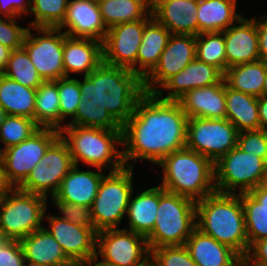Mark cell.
I'll use <instances>...</instances> for the list:
<instances>
[{
    "mask_svg": "<svg viewBox=\"0 0 267 266\" xmlns=\"http://www.w3.org/2000/svg\"><path fill=\"white\" fill-rule=\"evenodd\" d=\"M187 121L178 101L145 92L122 126L124 165L133 168L136 160L157 165L165 156L184 148Z\"/></svg>",
    "mask_w": 267,
    "mask_h": 266,
    "instance_id": "1",
    "label": "cell"
},
{
    "mask_svg": "<svg viewBox=\"0 0 267 266\" xmlns=\"http://www.w3.org/2000/svg\"><path fill=\"white\" fill-rule=\"evenodd\" d=\"M82 96L75 116L66 125L122 130L145 93L143 79L129 69L102 62L79 79Z\"/></svg>",
    "mask_w": 267,
    "mask_h": 266,
    "instance_id": "2",
    "label": "cell"
},
{
    "mask_svg": "<svg viewBox=\"0 0 267 266\" xmlns=\"http://www.w3.org/2000/svg\"><path fill=\"white\" fill-rule=\"evenodd\" d=\"M196 228L240 257L247 254L248 240L240 194L215 191L196 201Z\"/></svg>",
    "mask_w": 267,
    "mask_h": 266,
    "instance_id": "3",
    "label": "cell"
},
{
    "mask_svg": "<svg viewBox=\"0 0 267 266\" xmlns=\"http://www.w3.org/2000/svg\"><path fill=\"white\" fill-rule=\"evenodd\" d=\"M157 166L163 169L159 185L168 192L198 201L216 191L214 164L186 147L165 156Z\"/></svg>",
    "mask_w": 267,
    "mask_h": 266,
    "instance_id": "4",
    "label": "cell"
},
{
    "mask_svg": "<svg viewBox=\"0 0 267 266\" xmlns=\"http://www.w3.org/2000/svg\"><path fill=\"white\" fill-rule=\"evenodd\" d=\"M72 155L74 165L80 162L89 167L110 169V172L122 169L124 165L121 149L122 130L65 125L60 131Z\"/></svg>",
    "mask_w": 267,
    "mask_h": 266,
    "instance_id": "5",
    "label": "cell"
},
{
    "mask_svg": "<svg viewBox=\"0 0 267 266\" xmlns=\"http://www.w3.org/2000/svg\"><path fill=\"white\" fill-rule=\"evenodd\" d=\"M196 228V201L168 192L159 185V205L154 229L146 237L149 249L185 245Z\"/></svg>",
    "mask_w": 267,
    "mask_h": 266,
    "instance_id": "6",
    "label": "cell"
},
{
    "mask_svg": "<svg viewBox=\"0 0 267 266\" xmlns=\"http://www.w3.org/2000/svg\"><path fill=\"white\" fill-rule=\"evenodd\" d=\"M47 198L6 187L0 195V233L8 240L20 241L42 228L47 210Z\"/></svg>",
    "mask_w": 267,
    "mask_h": 266,
    "instance_id": "7",
    "label": "cell"
},
{
    "mask_svg": "<svg viewBox=\"0 0 267 266\" xmlns=\"http://www.w3.org/2000/svg\"><path fill=\"white\" fill-rule=\"evenodd\" d=\"M133 168L124 166L120 170L109 171L99 185L91 207L96 230L118 228L127 213L130 196L134 191Z\"/></svg>",
    "mask_w": 267,
    "mask_h": 266,
    "instance_id": "8",
    "label": "cell"
},
{
    "mask_svg": "<svg viewBox=\"0 0 267 266\" xmlns=\"http://www.w3.org/2000/svg\"><path fill=\"white\" fill-rule=\"evenodd\" d=\"M265 182L267 162L263 158L242 151L237 146L214 163V183L217 192L249 193Z\"/></svg>",
    "mask_w": 267,
    "mask_h": 266,
    "instance_id": "9",
    "label": "cell"
},
{
    "mask_svg": "<svg viewBox=\"0 0 267 266\" xmlns=\"http://www.w3.org/2000/svg\"><path fill=\"white\" fill-rule=\"evenodd\" d=\"M59 136V130L39 128L28 139L1 151L0 171L3 185L18 187Z\"/></svg>",
    "mask_w": 267,
    "mask_h": 266,
    "instance_id": "10",
    "label": "cell"
},
{
    "mask_svg": "<svg viewBox=\"0 0 267 266\" xmlns=\"http://www.w3.org/2000/svg\"><path fill=\"white\" fill-rule=\"evenodd\" d=\"M99 256L101 257V260ZM90 264L150 266L147 238L127 229H107L96 234V256Z\"/></svg>",
    "mask_w": 267,
    "mask_h": 266,
    "instance_id": "11",
    "label": "cell"
},
{
    "mask_svg": "<svg viewBox=\"0 0 267 266\" xmlns=\"http://www.w3.org/2000/svg\"><path fill=\"white\" fill-rule=\"evenodd\" d=\"M238 130L226 118H188L185 147L213 164L237 146Z\"/></svg>",
    "mask_w": 267,
    "mask_h": 266,
    "instance_id": "12",
    "label": "cell"
},
{
    "mask_svg": "<svg viewBox=\"0 0 267 266\" xmlns=\"http://www.w3.org/2000/svg\"><path fill=\"white\" fill-rule=\"evenodd\" d=\"M74 166L66 142L59 136L47 149L45 155L17 187L21 191L38 194L48 199L58 191L63 178Z\"/></svg>",
    "mask_w": 267,
    "mask_h": 266,
    "instance_id": "13",
    "label": "cell"
},
{
    "mask_svg": "<svg viewBox=\"0 0 267 266\" xmlns=\"http://www.w3.org/2000/svg\"><path fill=\"white\" fill-rule=\"evenodd\" d=\"M32 28L36 30L34 35ZM41 35V36H39ZM44 81L65 77L63 65L64 32L59 28L29 27L22 46Z\"/></svg>",
    "mask_w": 267,
    "mask_h": 266,
    "instance_id": "14",
    "label": "cell"
},
{
    "mask_svg": "<svg viewBox=\"0 0 267 266\" xmlns=\"http://www.w3.org/2000/svg\"><path fill=\"white\" fill-rule=\"evenodd\" d=\"M152 18L150 12L144 19L109 27L103 41V62L136 73V59L144 26Z\"/></svg>",
    "mask_w": 267,
    "mask_h": 266,
    "instance_id": "15",
    "label": "cell"
},
{
    "mask_svg": "<svg viewBox=\"0 0 267 266\" xmlns=\"http://www.w3.org/2000/svg\"><path fill=\"white\" fill-rule=\"evenodd\" d=\"M195 58L196 36L172 34L158 64L143 79L144 91L155 93L169 78L184 69Z\"/></svg>",
    "mask_w": 267,
    "mask_h": 266,
    "instance_id": "16",
    "label": "cell"
},
{
    "mask_svg": "<svg viewBox=\"0 0 267 266\" xmlns=\"http://www.w3.org/2000/svg\"><path fill=\"white\" fill-rule=\"evenodd\" d=\"M46 228L75 264L87 266L96 256V234L89 228L73 224L55 215L44 214Z\"/></svg>",
    "mask_w": 267,
    "mask_h": 266,
    "instance_id": "17",
    "label": "cell"
},
{
    "mask_svg": "<svg viewBox=\"0 0 267 266\" xmlns=\"http://www.w3.org/2000/svg\"><path fill=\"white\" fill-rule=\"evenodd\" d=\"M70 37L89 38L103 43L108 28L97 0H69L65 18L58 27Z\"/></svg>",
    "mask_w": 267,
    "mask_h": 266,
    "instance_id": "18",
    "label": "cell"
},
{
    "mask_svg": "<svg viewBox=\"0 0 267 266\" xmlns=\"http://www.w3.org/2000/svg\"><path fill=\"white\" fill-rule=\"evenodd\" d=\"M223 79L224 74L218 68L195 58L184 69L169 78L155 94L163 100L178 101L192 89L218 84ZM164 89L168 90L165 96Z\"/></svg>",
    "mask_w": 267,
    "mask_h": 266,
    "instance_id": "19",
    "label": "cell"
},
{
    "mask_svg": "<svg viewBox=\"0 0 267 266\" xmlns=\"http://www.w3.org/2000/svg\"><path fill=\"white\" fill-rule=\"evenodd\" d=\"M237 23V25H236ZM225 40L226 70L260 60L256 17L241 16L235 25L222 32Z\"/></svg>",
    "mask_w": 267,
    "mask_h": 266,
    "instance_id": "20",
    "label": "cell"
},
{
    "mask_svg": "<svg viewBox=\"0 0 267 266\" xmlns=\"http://www.w3.org/2000/svg\"><path fill=\"white\" fill-rule=\"evenodd\" d=\"M153 18L171 34L198 35V0L149 2Z\"/></svg>",
    "mask_w": 267,
    "mask_h": 266,
    "instance_id": "21",
    "label": "cell"
},
{
    "mask_svg": "<svg viewBox=\"0 0 267 266\" xmlns=\"http://www.w3.org/2000/svg\"><path fill=\"white\" fill-rule=\"evenodd\" d=\"M103 62V43L89 38L70 37L64 33L63 65L65 77L89 75Z\"/></svg>",
    "mask_w": 267,
    "mask_h": 266,
    "instance_id": "22",
    "label": "cell"
},
{
    "mask_svg": "<svg viewBox=\"0 0 267 266\" xmlns=\"http://www.w3.org/2000/svg\"><path fill=\"white\" fill-rule=\"evenodd\" d=\"M178 102L188 118H226L225 80L188 91Z\"/></svg>",
    "mask_w": 267,
    "mask_h": 266,
    "instance_id": "23",
    "label": "cell"
},
{
    "mask_svg": "<svg viewBox=\"0 0 267 266\" xmlns=\"http://www.w3.org/2000/svg\"><path fill=\"white\" fill-rule=\"evenodd\" d=\"M94 169L95 171L79 170V167L74 165L63 178L54 196L63 202L91 208L105 175L104 172H101V169Z\"/></svg>",
    "mask_w": 267,
    "mask_h": 266,
    "instance_id": "24",
    "label": "cell"
},
{
    "mask_svg": "<svg viewBox=\"0 0 267 266\" xmlns=\"http://www.w3.org/2000/svg\"><path fill=\"white\" fill-rule=\"evenodd\" d=\"M197 266H233L240 256L228 246L195 228L185 242Z\"/></svg>",
    "mask_w": 267,
    "mask_h": 266,
    "instance_id": "25",
    "label": "cell"
},
{
    "mask_svg": "<svg viewBox=\"0 0 267 266\" xmlns=\"http://www.w3.org/2000/svg\"><path fill=\"white\" fill-rule=\"evenodd\" d=\"M20 243L25 260L45 266H70L74 264L44 226L21 239Z\"/></svg>",
    "mask_w": 267,
    "mask_h": 266,
    "instance_id": "26",
    "label": "cell"
},
{
    "mask_svg": "<svg viewBox=\"0 0 267 266\" xmlns=\"http://www.w3.org/2000/svg\"><path fill=\"white\" fill-rule=\"evenodd\" d=\"M132 192L127 207V230L147 237L154 229L158 205L159 185L142 190L135 196Z\"/></svg>",
    "mask_w": 267,
    "mask_h": 266,
    "instance_id": "27",
    "label": "cell"
},
{
    "mask_svg": "<svg viewBox=\"0 0 267 266\" xmlns=\"http://www.w3.org/2000/svg\"><path fill=\"white\" fill-rule=\"evenodd\" d=\"M170 31L152 18L145 26L136 59V73L144 79L158 64Z\"/></svg>",
    "mask_w": 267,
    "mask_h": 266,
    "instance_id": "28",
    "label": "cell"
},
{
    "mask_svg": "<svg viewBox=\"0 0 267 266\" xmlns=\"http://www.w3.org/2000/svg\"><path fill=\"white\" fill-rule=\"evenodd\" d=\"M236 10L237 0H198V35L227 30L243 16Z\"/></svg>",
    "mask_w": 267,
    "mask_h": 266,
    "instance_id": "29",
    "label": "cell"
},
{
    "mask_svg": "<svg viewBox=\"0 0 267 266\" xmlns=\"http://www.w3.org/2000/svg\"><path fill=\"white\" fill-rule=\"evenodd\" d=\"M226 119L238 130H259L258 98L233 90L225 82Z\"/></svg>",
    "mask_w": 267,
    "mask_h": 266,
    "instance_id": "30",
    "label": "cell"
},
{
    "mask_svg": "<svg viewBox=\"0 0 267 266\" xmlns=\"http://www.w3.org/2000/svg\"><path fill=\"white\" fill-rule=\"evenodd\" d=\"M36 89L0 73V106L7 115L23 116L34 120Z\"/></svg>",
    "mask_w": 267,
    "mask_h": 266,
    "instance_id": "31",
    "label": "cell"
},
{
    "mask_svg": "<svg viewBox=\"0 0 267 266\" xmlns=\"http://www.w3.org/2000/svg\"><path fill=\"white\" fill-rule=\"evenodd\" d=\"M265 74L266 62L257 60L229 67L224 80L233 90L259 98L263 95Z\"/></svg>",
    "mask_w": 267,
    "mask_h": 266,
    "instance_id": "32",
    "label": "cell"
},
{
    "mask_svg": "<svg viewBox=\"0 0 267 266\" xmlns=\"http://www.w3.org/2000/svg\"><path fill=\"white\" fill-rule=\"evenodd\" d=\"M58 80L44 81L36 89L34 121L40 128L60 131Z\"/></svg>",
    "mask_w": 267,
    "mask_h": 266,
    "instance_id": "33",
    "label": "cell"
},
{
    "mask_svg": "<svg viewBox=\"0 0 267 266\" xmlns=\"http://www.w3.org/2000/svg\"><path fill=\"white\" fill-rule=\"evenodd\" d=\"M107 28L144 19L150 12L149 0H97Z\"/></svg>",
    "mask_w": 267,
    "mask_h": 266,
    "instance_id": "34",
    "label": "cell"
},
{
    "mask_svg": "<svg viewBox=\"0 0 267 266\" xmlns=\"http://www.w3.org/2000/svg\"><path fill=\"white\" fill-rule=\"evenodd\" d=\"M2 74L23 86L34 89L44 82L23 47L12 50Z\"/></svg>",
    "mask_w": 267,
    "mask_h": 266,
    "instance_id": "35",
    "label": "cell"
},
{
    "mask_svg": "<svg viewBox=\"0 0 267 266\" xmlns=\"http://www.w3.org/2000/svg\"><path fill=\"white\" fill-rule=\"evenodd\" d=\"M196 58L226 72L225 40L222 32L200 33L196 36Z\"/></svg>",
    "mask_w": 267,
    "mask_h": 266,
    "instance_id": "36",
    "label": "cell"
},
{
    "mask_svg": "<svg viewBox=\"0 0 267 266\" xmlns=\"http://www.w3.org/2000/svg\"><path fill=\"white\" fill-rule=\"evenodd\" d=\"M240 196L249 248L253 242L267 238V209L249 193H241Z\"/></svg>",
    "mask_w": 267,
    "mask_h": 266,
    "instance_id": "37",
    "label": "cell"
},
{
    "mask_svg": "<svg viewBox=\"0 0 267 266\" xmlns=\"http://www.w3.org/2000/svg\"><path fill=\"white\" fill-rule=\"evenodd\" d=\"M68 2L69 0H31L29 13L34 18L28 27L58 28L65 18Z\"/></svg>",
    "mask_w": 267,
    "mask_h": 266,
    "instance_id": "38",
    "label": "cell"
},
{
    "mask_svg": "<svg viewBox=\"0 0 267 266\" xmlns=\"http://www.w3.org/2000/svg\"><path fill=\"white\" fill-rule=\"evenodd\" d=\"M39 128L33 119L7 115L0 126V143L4 144V147L0 146V152L28 139Z\"/></svg>",
    "mask_w": 267,
    "mask_h": 266,
    "instance_id": "39",
    "label": "cell"
},
{
    "mask_svg": "<svg viewBox=\"0 0 267 266\" xmlns=\"http://www.w3.org/2000/svg\"><path fill=\"white\" fill-rule=\"evenodd\" d=\"M58 91L60 98V130L67 124V116L73 118L81 101L79 79L76 77H64L58 79ZM64 122V125L61 124Z\"/></svg>",
    "mask_w": 267,
    "mask_h": 266,
    "instance_id": "40",
    "label": "cell"
},
{
    "mask_svg": "<svg viewBox=\"0 0 267 266\" xmlns=\"http://www.w3.org/2000/svg\"><path fill=\"white\" fill-rule=\"evenodd\" d=\"M150 266H197L185 245L161 246L150 250Z\"/></svg>",
    "mask_w": 267,
    "mask_h": 266,
    "instance_id": "41",
    "label": "cell"
},
{
    "mask_svg": "<svg viewBox=\"0 0 267 266\" xmlns=\"http://www.w3.org/2000/svg\"><path fill=\"white\" fill-rule=\"evenodd\" d=\"M51 200V206L55 205V207H57L59 212L61 213V215H59L58 217L63 218L73 224L89 228L95 234L98 233L93 223L92 212L90 207L80 206L69 202H63L61 200H58L55 196H52Z\"/></svg>",
    "mask_w": 267,
    "mask_h": 266,
    "instance_id": "42",
    "label": "cell"
},
{
    "mask_svg": "<svg viewBox=\"0 0 267 266\" xmlns=\"http://www.w3.org/2000/svg\"><path fill=\"white\" fill-rule=\"evenodd\" d=\"M237 147L246 153L263 158L267 162V130L238 132Z\"/></svg>",
    "mask_w": 267,
    "mask_h": 266,
    "instance_id": "43",
    "label": "cell"
},
{
    "mask_svg": "<svg viewBox=\"0 0 267 266\" xmlns=\"http://www.w3.org/2000/svg\"><path fill=\"white\" fill-rule=\"evenodd\" d=\"M18 18H0V43L12 50L23 46L29 27L18 24Z\"/></svg>",
    "mask_w": 267,
    "mask_h": 266,
    "instance_id": "44",
    "label": "cell"
},
{
    "mask_svg": "<svg viewBox=\"0 0 267 266\" xmlns=\"http://www.w3.org/2000/svg\"><path fill=\"white\" fill-rule=\"evenodd\" d=\"M24 260L20 241L6 239L0 245V266H23Z\"/></svg>",
    "mask_w": 267,
    "mask_h": 266,
    "instance_id": "45",
    "label": "cell"
},
{
    "mask_svg": "<svg viewBox=\"0 0 267 266\" xmlns=\"http://www.w3.org/2000/svg\"><path fill=\"white\" fill-rule=\"evenodd\" d=\"M30 8L31 0H0V17L21 18L27 14L29 16Z\"/></svg>",
    "mask_w": 267,
    "mask_h": 266,
    "instance_id": "46",
    "label": "cell"
},
{
    "mask_svg": "<svg viewBox=\"0 0 267 266\" xmlns=\"http://www.w3.org/2000/svg\"><path fill=\"white\" fill-rule=\"evenodd\" d=\"M245 257L256 266H267V238L253 242Z\"/></svg>",
    "mask_w": 267,
    "mask_h": 266,
    "instance_id": "47",
    "label": "cell"
},
{
    "mask_svg": "<svg viewBox=\"0 0 267 266\" xmlns=\"http://www.w3.org/2000/svg\"><path fill=\"white\" fill-rule=\"evenodd\" d=\"M256 19L260 60L267 63V15Z\"/></svg>",
    "mask_w": 267,
    "mask_h": 266,
    "instance_id": "48",
    "label": "cell"
},
{
    "mask_svg": "<svg viewBox=\"0 0 267 266\" xmlns=\"http://www.w3.org/2000/svg\"><path fill=\"white\" fill-rule=\"evenodd\" d=\"M249 194L254 197L263 208L267 209V182L260 184L251 190Z\"/></svg>",
    "mask_w": 267,
    "mask_h": 266,
    "instance_id": "49",
    "label": "cell"
},
{
    "mask_svg": "<svg viewBox=\"0 0 267 266\" xmlns=\"http://www.w3.org/2000/svg\"><path fill=\"white\" fill-rule=\"evenodd\" d=\"M258 112L260 129L267 130V96H260L258 98Z\"/></svg>",
    "mask_w": 267,
    "mask_h": 266,
    "instance_id": "50",
    "label": "cell"
},
{
    "mask_svg": "<svg viewBox=\"0 0 267 266\" xmlns=\"http://www.w3.org/2000/svg\"><path fill=\"white\" fill-rule=\"evenodd\" d=\"M12 49L2 45L0 43V73L4 71L8 64Z\"/></svg>",
    "mask_w": 267,
    "mask_h": 266,
    "instance_id": "51",
    "label": "cell"
},
{
    "mask_svg": "<svg viewBox=\"0 0 267 266\" xmlns=\"http://www.w3.org/2000/svg\"><path fill=\"white\" fill-rule=\"evenodd\" d=\"M233 266H256L251 263L246 257H240Z\"/></svg>",
    "mask_w": 267,
    "mask_h": 266,
    "instance_id": "52",
    "label": "cell"
},
{
    "mask_svg": "<svg viewBox=\"0 0 267 266\" xmlns=\"http://www.w3.org/2000/svg\"><path fill=\"white\" fill-rule=\"evenodd\" d=\"M7 117V113L5 110L0 106V126L4 122L5 118Z\"/></svg>",
    "mask_w": 267,
    "mask_h": 266,
    "instance_id": "53",
    "label": "cell"
},
{
    "mask_svg": "<svg viewBox=\"0 0 267 266\" xmlns=\"http://www.w3.org/2000/svg\"><path fill=\"white\" fill-rule=\"evenodd\" d=\"M23 266H45V265H41L37 262H32L29 260H24Z\"/></svg>",
    "mask_w": 267,
    "mask_h": 266,
    "instance_id": "54",
    "label": "cell"
},
{
    "mask_svg": "<svg viewBox=\"0 0 267 266\" xmlns=\"http://www.w3.org/2000/svg\"><path fill=\"white\" fill-rule=\"evenodd\" d=\"M263 95L267 96V63H266V74H265V80H264Z\"/></svg>",
    "mask_w": 267,
    "mask_h": 266,
    "instance_id": "55",
    "label": "cell"
},
{
    "mask_svg": "<svg viewBox=\"0 0 267 266\" xmlns=\"http://www.w3.org/2000/svg\"><path fill=\"white\" fill-rule=\"evenodd\" d=\"M6 187L3 185V182H2V179H1V171H0V194L3 193V190L5 189Z\"/></svg>",
    "mask_w": 267,
    "mask_h": 266,
    "instance_id": "56",
    "label": "cell"
},
{
    "mask_svg": "<svg viewBox=\"0 0 267 266\" xmlns=\"http://www.w3.org/2000/svg\"><path fill=\"white\" fill-rule=\"evenodd\" d=\"M169 1H175V0H149V2H169ZM184 1H189V0H184Z\"/></svg>",
    "mask_w": 267,
    "mask_h": 266,
    "instance_id": "57",
    "label": "cell"
},
{
    "mask_svg": "<svg viewBox=\"0 0 267 266\" xmlns=\"http://www.w3.org/2000/svg\"><path fill=\"white\" fill-rule=\"evenodd\" d=\"M87 266H111V265H106V264H89Z\"/></svg>",
    "mask_w": 267,
    "mask_h": 266,
    "instance_id": "58",
    "label": "cell"
},
{
    "mask_svg": "<svg viewBox=\"0 0 267 266\" xmlns=\"http://www.w3.org/2000/svg\"><path fill=\"white\" fill-rule=\"evenodd\" d=\"M6 239L1 235L0 233V245L5 241Z\"/></svg>",
    "mask_w": 267,
    "mask_h": 266,
    "instance_id": "59",
    "label": "cell"
},
{
    "mask_svg": "<svg viewBox=\"0 0 267 266\" xmlns=\"http://www.w3.org/2000/svg\"><path fill=\"white\" fill-rule=\"evenodd\" d=\"M70 266H83V265H79V264H72V265H70Z\"/></svg>",
    "mask_w": 267,
    "mask_h": 266,
    "instance_id": "60",
    "label": "cell"
}]
</instances>
